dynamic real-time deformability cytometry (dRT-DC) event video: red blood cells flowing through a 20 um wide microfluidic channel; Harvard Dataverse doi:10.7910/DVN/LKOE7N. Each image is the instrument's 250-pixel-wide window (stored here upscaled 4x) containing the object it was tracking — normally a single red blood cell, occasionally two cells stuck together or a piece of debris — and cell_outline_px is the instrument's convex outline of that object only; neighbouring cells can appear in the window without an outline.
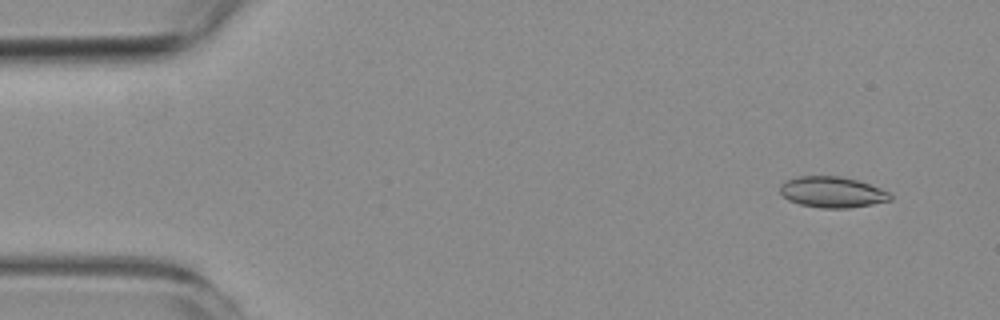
{"species": "common noctule bat (a hibernating species)", "species_latin": "Nyctalus noctula", "temperature_condition": "room temperature", "stored_images_in_passage": 4, "camera_frame_rate_fps": 3000, "um_per_image_px": 0.085, "animal": {"sex": "female", "body_mass_g": 19.3, "forearm_length_mm": 54.1}, "frame": {"image": 1, "passage_image": 1, "time_ms": 0.0, "image_size_px": [1000, 320], "cell_outline_px": [[892, 200], [872, 204], [848, 208], [820, 208], [800, 204], [788, 200], [780, 192], [780, 184], [796, 176], [840, 176], [856, 180], [880, 188], [888, 192], [892, 196]], "centroid_in_image_um": [70.73, 16.33], "position_along_channel_um": 14.3, "area_um2": 19.77}}
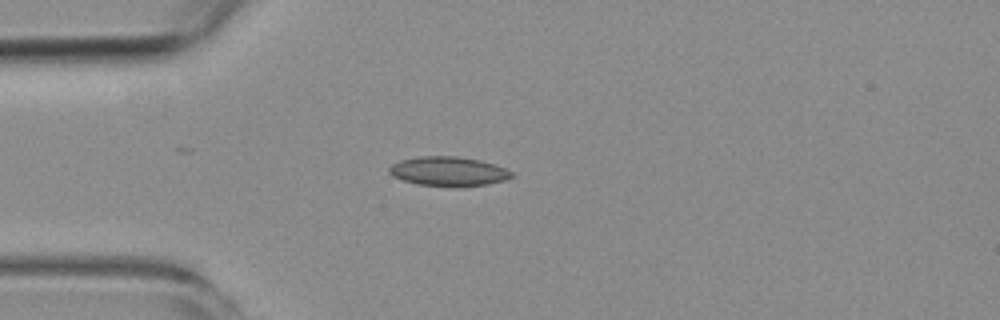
{"frame": {"image": 2, "passage_image": 4, "time_ms": 3.333, "image_size_px": [1000, 320], "cell_outline_px": [[512, 176], [504, 180], [488, 184], [420, 184], [404, 180], [392, 176], [388, 172], [388, 168], [392, 164], [400, 160], [420, 156], [456, 156], [480, 160], [496, 164], [512, 172]], "centroid_in_image_um": [38.08, 14.51], "position_along_channel_um": 46.9, "area_um2": 20.11}}